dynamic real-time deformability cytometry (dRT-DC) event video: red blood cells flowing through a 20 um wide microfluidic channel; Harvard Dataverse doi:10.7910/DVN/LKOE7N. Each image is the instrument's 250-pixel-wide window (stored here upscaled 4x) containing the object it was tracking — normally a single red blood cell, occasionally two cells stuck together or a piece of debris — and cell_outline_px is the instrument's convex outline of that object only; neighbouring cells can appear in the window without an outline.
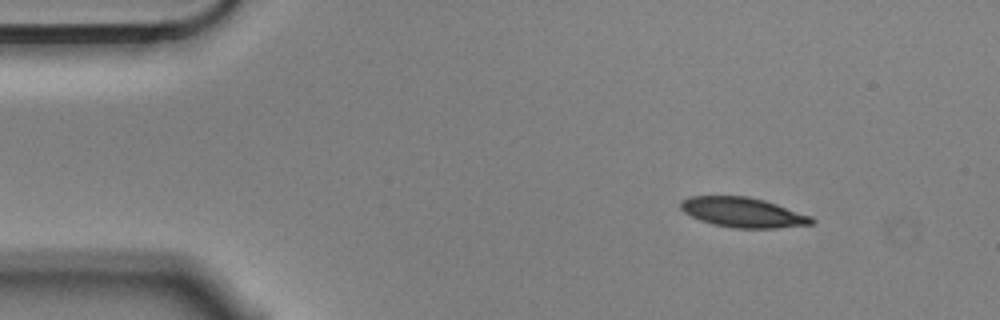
{"species": "Egyptian fruit bat (a non-hibernating species)", "species_latin": "Rousettus aegyptiacus", "temperature_condition": "cold", "stored_images_in_passage": 4, "camera_frame_rate_fps": 3000, "um_per_image_px": 0.085, "animal": {"sex": "male"}, "frame": {"image": 1, "passage_image": 1, "time_ms": 0.0, "image_size_px": [1000, 320], "cell_outline_px": [[816, 220], [812, 224], [776, 228], [736, 228], [712, 224], [700, 220], [684, 212], [680, 208], [680, 200], [688, 196], [748, 196], [764, 200], [812, 216]], "centroid_in_image_um": [63.14, 18.05], "position_along_channel_um": 21.9, "area_um2": 22.83}}
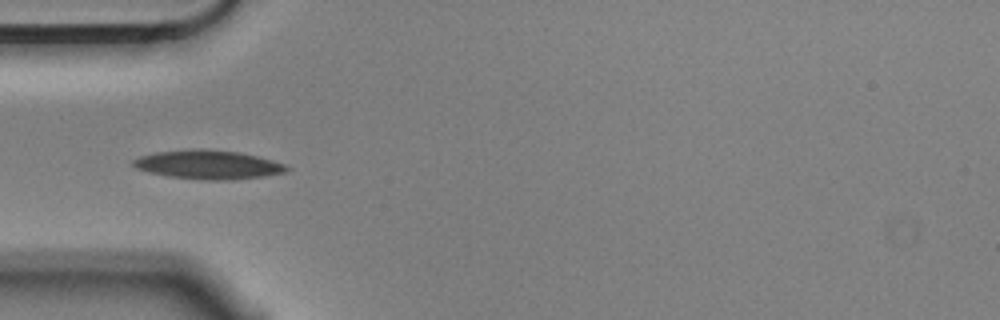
{"frame": {"image": 2, "passage_image": 4, "time_ms": 1.0, "image_size_px": [1000, 320], "cell_outline_px": [[292, 168], [284, 172], [264, 176], [232, 180], [208, 180], [168, 176], [148, 172], [136, 168], [132, 164], [132, 160], [140, 156], [156, 152], [188, 148], [204, 148], [240, 152], [272, 160], [284, 164]], "centroid_in_image_um": [17.68, 13.98], "position_along_channel_um": 67.3, "area_um2": 26.01}}